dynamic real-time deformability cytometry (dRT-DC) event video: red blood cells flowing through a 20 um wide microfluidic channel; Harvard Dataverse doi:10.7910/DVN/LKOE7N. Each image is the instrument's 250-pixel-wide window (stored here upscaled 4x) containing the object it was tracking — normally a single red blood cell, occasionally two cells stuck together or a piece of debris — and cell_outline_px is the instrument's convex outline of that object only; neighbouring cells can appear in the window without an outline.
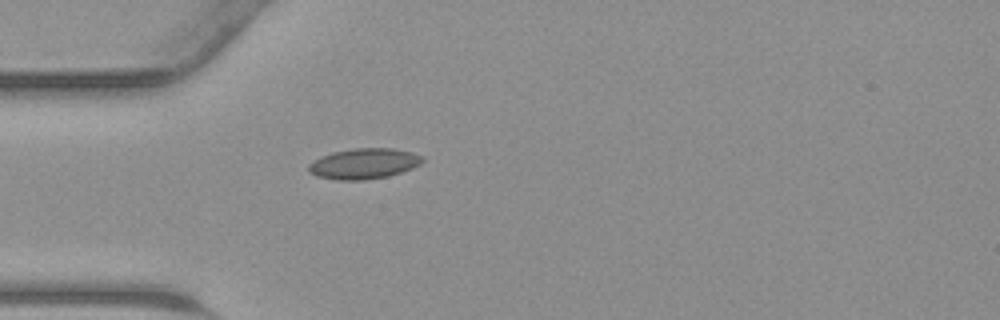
{"species": "common noctule bat (a hibernating species)", "species_latin": "Nyctalus noctula", "temperature_condition": "warm", "stored_images_in_passage": 33, "camera_frame_rate_fps": 3000, "um_per_image_px": 0.085, "animal": {"sex": "male", "body_mass_g": 23.1, "forearm_length_mm": 52.7}, "frame": {"image": 1, "passage_image": 1, "time_ms": 0.0, "image_size_px": [1000, 320], "cell_outline_px": [[424, 160], [420, 164], [412, 168], [388, 176], [364, 180], [336, 180], [316, 176], [308, 172], [308, 164], [312, 160], [320, 156], [332, 152], [352, 148], [392, 148], [412, 152], [424, 156]], "centroid_in_image_um": [30.9, 13.9], "position_along_channel_um": 54.1, "area_um2": 20.52}}
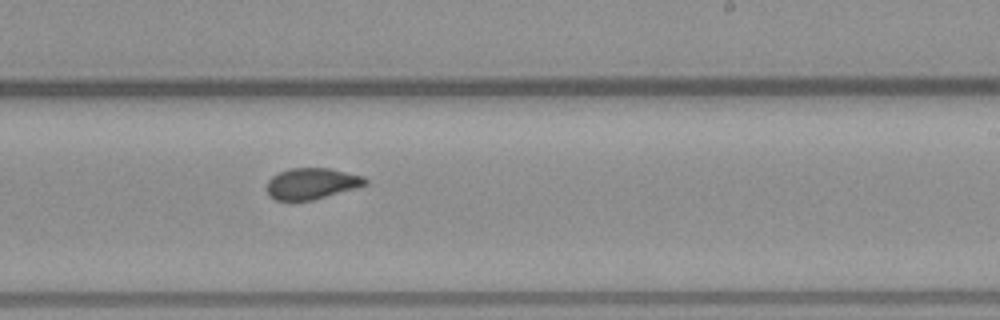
{"frame": {"image": 2, "passage_image": 15, "time_ms": 4.667, "image_size_px": [1000, 320], "cell_outline_px": [[368, 184], [356, 188], [312, 200], [276, 200], [268, 196], [268, 180], [272, 176], [280, 172], [292, 168], [328, 168], [364, 176], [368, 180]], "centroid_in_image_um": [26.51, 15.6], "position_along_channel_um": 262.5, "area_um2": 17.74}}
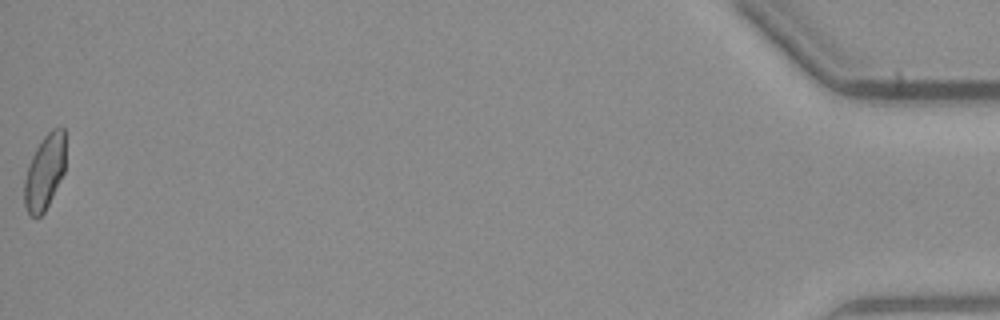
{"frame": {"image": 3, "passage_image": 33, "time_ms": 10.667, "image_size_px": [1000, 320], "cell_outline_px": [[64, 172], [44, 212], [40, 216], [32, 216], [28, 212], [24, 204], [24, 180], [28, 164], [36, 148], [44, 136], [52, 128], [64, 128]], "centroid_in_image_um": [3.77, 14.62], "position_along_channel_um": 431.4, "area_um2": 17.69}}